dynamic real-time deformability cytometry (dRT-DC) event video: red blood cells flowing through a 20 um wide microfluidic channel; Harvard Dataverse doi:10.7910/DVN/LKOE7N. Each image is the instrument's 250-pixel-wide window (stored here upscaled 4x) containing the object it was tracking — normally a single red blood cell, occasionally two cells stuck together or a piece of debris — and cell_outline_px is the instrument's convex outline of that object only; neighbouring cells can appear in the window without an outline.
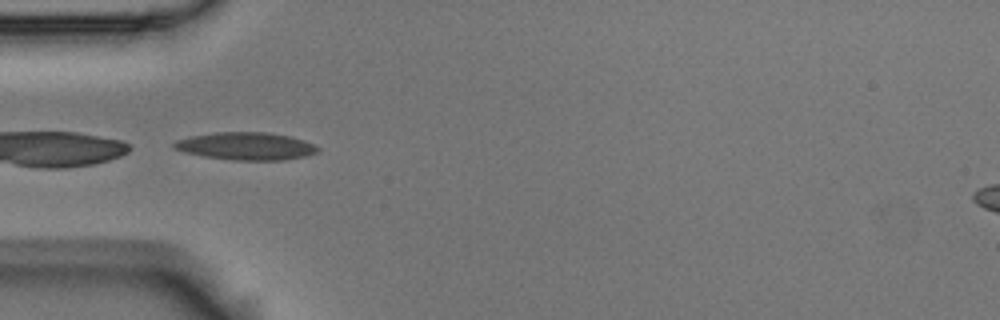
{"species": "Egyptian fruit bat (a non-hibernating species)", "species_latin": "Rousettus aegyptiacus", "temperature_condition": "room temperature", "stored_images_in_passage": 1, "camera_frame_rate_fps": 3000, "um_per_image_px": 0.085, "animal": {"sex": "male"}, "frame": {"image": 1, "passage_image": 1, "time_ms": 0.0, "image_size_px": [1000, 320], "cell_outline_px": [[320, 148], [316, 152], [304, 156], [284, 160], [232, 160], [204, 156], [184, 152], [172, 148], [172, 144], [176, 140], [188, 136], [216, 132], [268, 132], [292, 136], [304, 140]], "centroid_in_image_um": [20.87, 12.41], "position_along_channel_um": 64.1, "area_um2": 23.24}}